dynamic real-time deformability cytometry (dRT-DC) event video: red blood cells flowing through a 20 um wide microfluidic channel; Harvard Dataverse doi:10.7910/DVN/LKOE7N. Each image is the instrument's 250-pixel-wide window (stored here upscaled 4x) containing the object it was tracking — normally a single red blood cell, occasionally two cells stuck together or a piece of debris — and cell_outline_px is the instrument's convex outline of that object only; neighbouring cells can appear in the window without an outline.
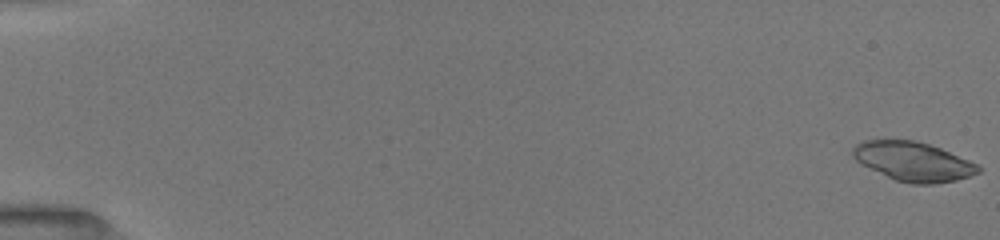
{"species": "common noctule bat (a hibernating species)", "species_latin": "Nyctalus noctula", "temperature_condition": "room temperature", "stored_images_in_passage": 21, "camera_frame_rate_fps": 3000, "um_per_image_px": 0.085, "animal": {"sex": "female", "body_mass_g": 19.5, "forearm_length_mm": 54.1}, "frame": {"image": 1, "passage_image": 1, "time_ms": 0.0, "image_size_px": [1000, 240], "cell_outline_px": [[980, 172], [956, 180], [932, 184], [912, 184], [896, 180], [860, 164], [852, 156], [852, 148], [860, 140], [916, 140], [940, 148], [968, 160], [976, 164], [980, 168]], "centroid_in_image_um": [77.57, 13.72], "position_along_channel_um": 7.4, "area_um2": 28.44}}
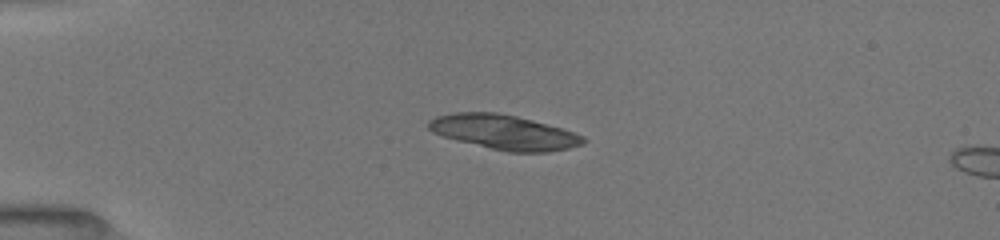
{"frame": {"image": 2, "passage_image": 18, "time_ms": 4.333, "image_size_px": [1000, 240], "cell_outline_px": [[588, 140], [584, 144], [568, 148], [548, 152], [508, 152], [456, 140], [432, 132], [428, 128], [428, 120], [436, 116], [456, 112], [496, 112], [516, 116], [532, 120], [560, 128], [584, 136]], "centroid_in_image_um": [42.84, 11.23], "position_along_channel_um": 42.2, "area_um2": 31.04}}